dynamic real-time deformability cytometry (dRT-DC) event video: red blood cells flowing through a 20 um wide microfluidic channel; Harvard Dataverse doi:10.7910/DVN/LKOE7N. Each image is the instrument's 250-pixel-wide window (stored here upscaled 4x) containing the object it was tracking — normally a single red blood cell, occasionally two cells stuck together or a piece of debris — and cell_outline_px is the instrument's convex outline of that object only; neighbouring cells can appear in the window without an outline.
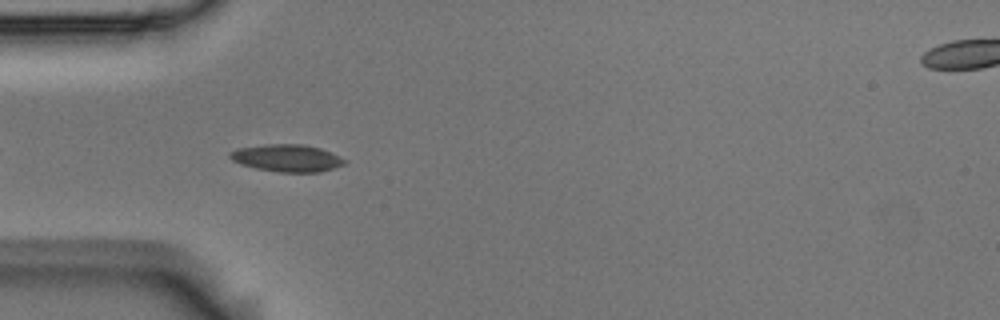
{"species": "Egyptian fruit bat (a non-hibernating species)", "species_latin": "Rousettus aegyptiacus", "temperature_condition": "room temperature", "stored_images_in_passage": 4, "camera_frame_rate_fps": 3000, "um_per_image_px": 0.085, "animal": {"sex": "male"}, "frame": {"image": 1, "passage_image": 4, "time_ms": 1.0, "image_size_px": [1000, 320], "cell_outline_px": [[348, 160], [344, 164], [320, 172], [280, 172], [256, 168], [240, 164], [232, 160], [228, 156], [228, 152], [236, 148], [264, 144], [304, 144], [320, 148], [332, 152]], "centroid_in_image_um": [24.38, 13.42], "position_along_channel_um": 60.6, "area_um2": 18.38}}